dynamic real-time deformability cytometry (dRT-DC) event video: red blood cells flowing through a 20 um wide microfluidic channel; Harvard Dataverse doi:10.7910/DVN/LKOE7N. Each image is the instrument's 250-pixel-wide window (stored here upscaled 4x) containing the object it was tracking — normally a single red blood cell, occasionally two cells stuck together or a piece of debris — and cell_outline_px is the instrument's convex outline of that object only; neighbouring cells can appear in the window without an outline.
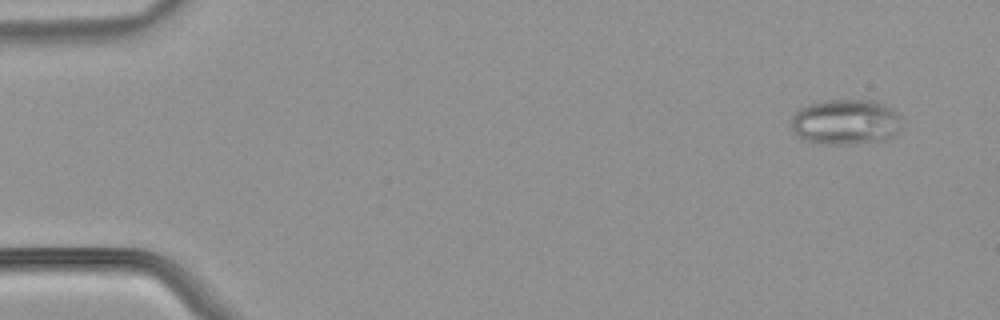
{"species": "common noctule bat (a hibernating species)", "species_latin": "Nyctalus noctula", "temperature_condition": "warm", "stored_images_in_passage": 52, "camera_frame_rate_fps": 3000, "um_per_image_px": 0.085, "animal": {"sex": "male", "body_mass_g": 21.5, "forearm_length_mm": 52.0}, "frame": {"image": 1, "passage_image": 4, "time_ms": 1.0, "image_size_px": [1000, 320], "cell_outline_px": [[900, 128], [896, 136], [884, 140], [856, 144], [828, 144], [804, 140], [796, 136], [792, 132], [792, 116], [800, 108], [808, 104], [828, 100], [872, 100], [884, 104], [900, 112]], "centroid_in_image_um": [71.91, 10.37], "position_along_channel_um": 13.1, "area_um2": 29.65}}
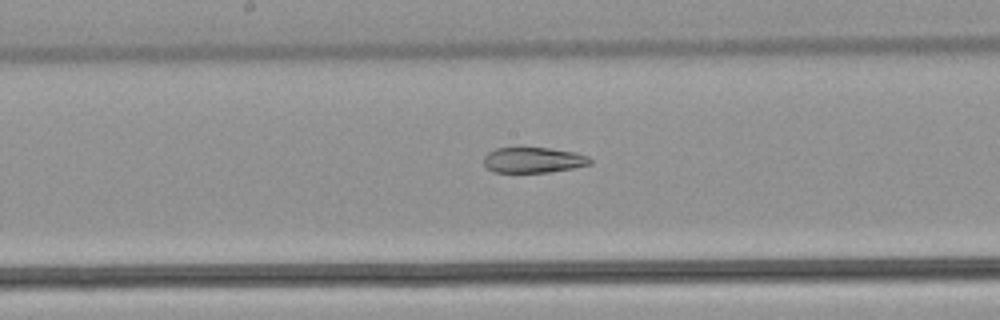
{"frame": {"image": 2, "passage_image": 28, "time_ms": 9.0, "image_size_px": [1000, 320], "cell_outline_px": [[592, 164], [572, 168], [548, 172], [492, 172], [484, 164], [484, 156], [488, 152], [496, 148], [548, 148], [576, 152], [588, 156], [592, 160]], "centroid_in_image_um": [45.34, 13.6], "position_along_channel_um": 202.9, "area_um2": 15.78}}
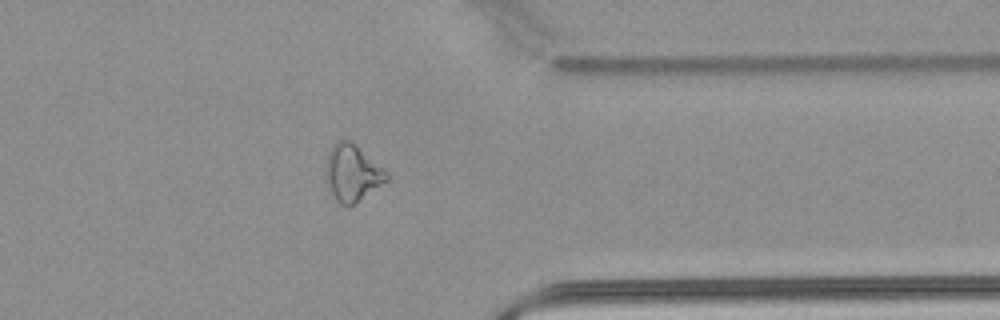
{"frame": {"image": 3, "passage_image": 42, "time_ms": 13.667, "image_size_px": [1000, 320], "cell_outline_px": [[388, 180], [348, 208], [340, 204], [336, 200], [324, 176], [324, 168], [328, 152], [340, 140], [352, 140], [384, 168], [388, 172]], "centroid_in_image_um": [29.94, 14.69], "position_along_channel_um": 381.5, "area_um2": 20.17}, "authors_computed_cell_mechanics": {"area_um2": 21.3571, "velocity_mm_per_s": 3.9982, "shape_relaxation_time_tau1_ms": null, "shape_relaxation_time_tau2_ms": 9.463, "deformation_change_tau1": null, "deformation_change_tau2": 0.1864}}